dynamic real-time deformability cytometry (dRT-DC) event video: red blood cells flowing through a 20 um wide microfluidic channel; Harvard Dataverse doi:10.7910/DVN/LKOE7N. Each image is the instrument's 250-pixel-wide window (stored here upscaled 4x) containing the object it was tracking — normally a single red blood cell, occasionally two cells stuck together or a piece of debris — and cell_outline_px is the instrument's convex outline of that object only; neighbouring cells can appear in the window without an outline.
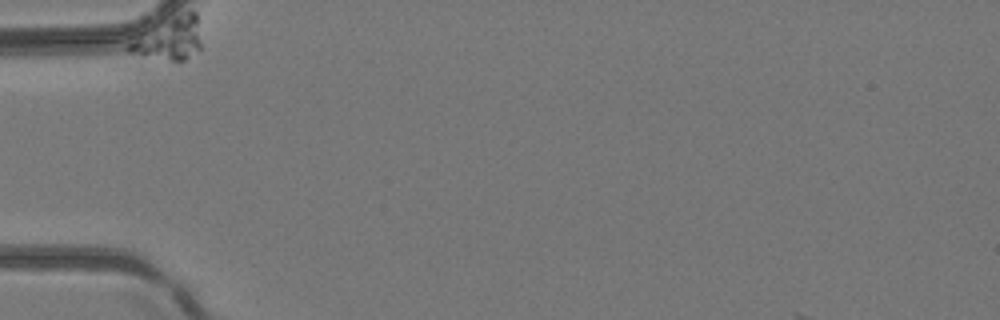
{"species": "common noctule bat (a hibernating species)", "species_latin": "Nyctalus noctula", "temperature_condition": "room temperature", "stored_images_in_passage": 3, "camera_frame_rate_fps": 3000, "um_per_image_px": 0.085, "animal": {"sex": "female", "body_mass_g": 24.6, "forearm_length_mm": 56.2}, "frame": {"image": 1, "passage_image": 1, "time_ms": 0.0, "image_size_px": [1000, 320], "cell_outline_px": [[204, 48], [200, 52], [180, 64], [144, 56], [128, 52], [124, 48], [136, 32], [176, 16], [188, 12], [196, 12]], "centroid_in_image_um": [14.39, 3.37], "position_along_channel_um": 70.6, "area_um2": 19.07}}
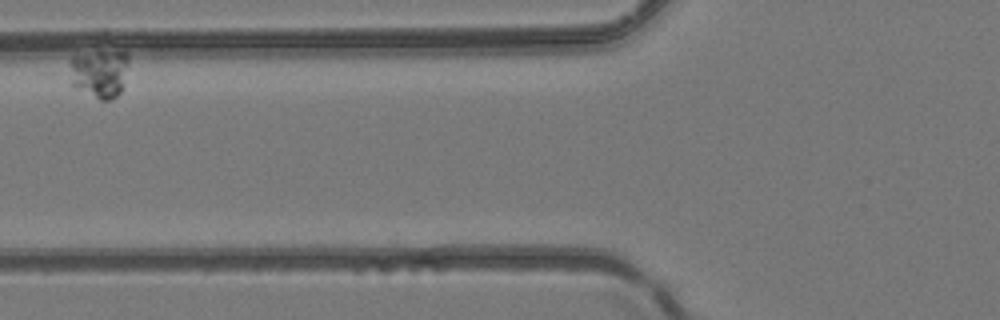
{"frame": {"image": 2, "passage_image": 3, "time_ms": 0.667, "image_size_px": [1000, 320], "cell_outline_px": [[128, 60], [120, 92], [112, 100], [100, 100], [76, 88], [72, 84], [72, 56], [96, 52], [124, 52], [128, 56]], "centroid_in_image_um": [8.47, 6.26], "position_along_channel_um": 117.3, "area_um2": 15.95}}